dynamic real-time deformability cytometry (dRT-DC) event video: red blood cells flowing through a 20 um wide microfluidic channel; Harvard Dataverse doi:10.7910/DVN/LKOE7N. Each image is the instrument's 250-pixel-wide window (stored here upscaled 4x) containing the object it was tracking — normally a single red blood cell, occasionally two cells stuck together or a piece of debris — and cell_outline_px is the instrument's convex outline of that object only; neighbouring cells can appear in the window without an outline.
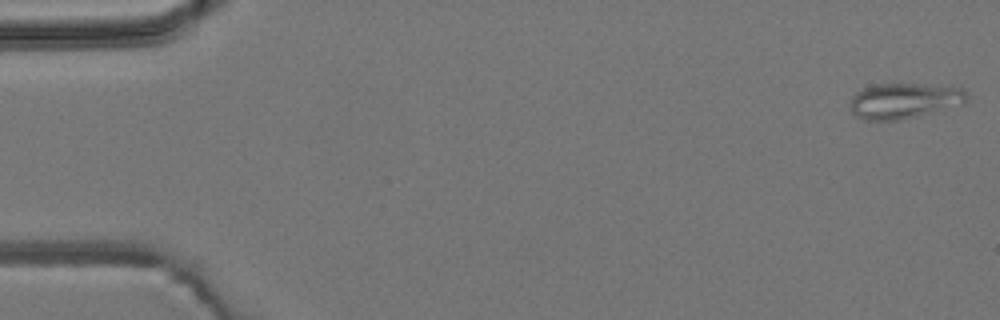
{"species": "common noctule bat (a hibernating species)", "species_latin": "Nyctalus noctula", "temperature_condition": "room temperature", "stored_images_in_passage": 4, "camera_frame_rate_fps": 3000, "um_per_image_px": 0.085, "animal": {"sex": "male", "body_mass_g": 19.2, "forearm_length_mm": 51.8}, "frame": {"image": 1, "passage_image": 1, "time_ms": 0.0, "image_size_px": [1000, 320], "cell_outline_px": [[968, 100], [964, 104], [896, 120], [864, 120], [856, 116], [852, 112], [852, 96], [856, 92], [864, 88], [880, 84], [916, 84], [960, 88], [968, 92]], "centroid_in_image_um": [76.86, 8.56], "position_along_channel_um": 8.1, "area_um2": 23.58}}